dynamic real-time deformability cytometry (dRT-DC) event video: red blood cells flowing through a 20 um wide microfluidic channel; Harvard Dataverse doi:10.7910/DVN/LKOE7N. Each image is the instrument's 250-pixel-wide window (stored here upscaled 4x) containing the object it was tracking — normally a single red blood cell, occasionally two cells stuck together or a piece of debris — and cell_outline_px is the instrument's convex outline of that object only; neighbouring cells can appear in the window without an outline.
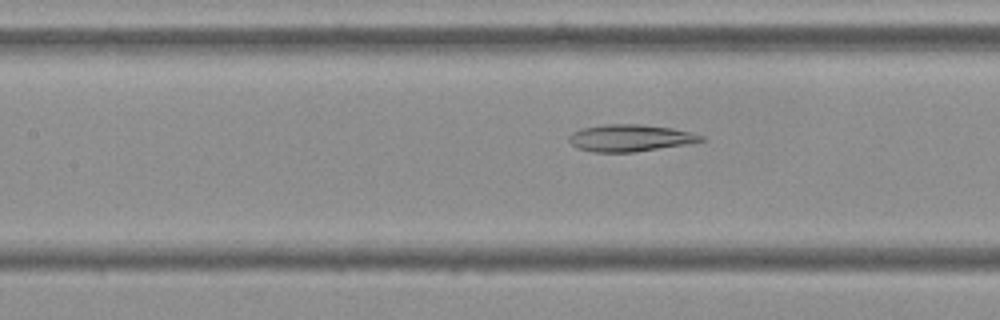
{"species": "Egyptian fruit bat (a non-hibernating species)", "species_latin": "Rousettus aegyptiacus", "temperature_condition": "cold", "stored_images_in_passage": 55, "camera_frame_rate_fps": 3000, "um_per_image_px": 0.085, "frame": {"image": 1, "passage_image": 24, "time_ms": 7.667, "image_size_px": [1000, 320], "cell_outline_px": [[704, 140], [688, 144], [636, 152], [592, 152], [576, 148], [568, 140], [568, 136], [572, 132], [580, 128], [604, 124], [640, 124], [672, 128], [704, 136]], "centroid_in_image_um": [53.51, 11.73], "position_along_channel_um": 153.9, "area_um2": 20.87}}
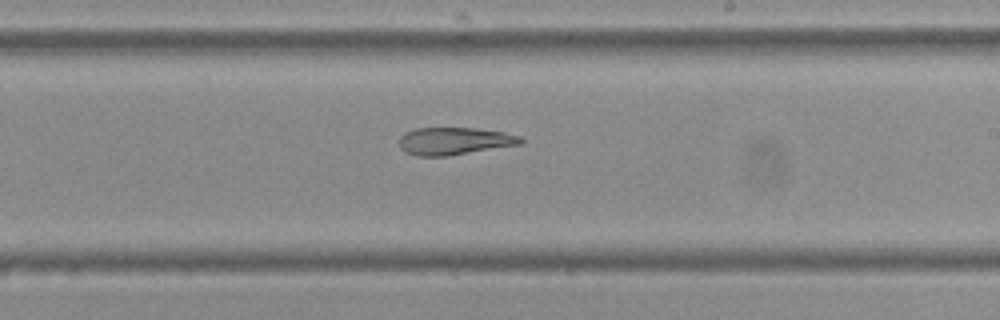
{"frame": {"image": 2, "passage_image": 32, "time_ms": 10.333, "image_size_px": [1000, 320], "cell_outline_px": [[524, 140], [520, 144], [448, 156], [416, 156], [404, 152], [400, 148], [400, 136], [404, 132], [416, 128], [476, 128], [504, 132], [520, 136]], "centroid_in_image_um": [38.59, 11.99], "position_along_channel_um": 250.4, "area_um2": 19.48}}
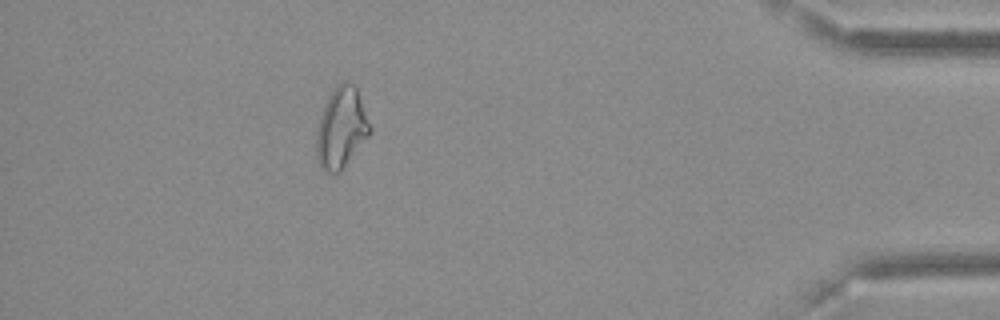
{"frame": {"image": 3, "passage_image": 49, "time_ms": 16.0, "image_size_px": [1000, 320], "cell_outline_px": [[372, 128], [368, 136], [340, 172], [324, 172], [320, 168], [316, 156], [316, 128], [324, 104], [332, 88], [336, 84], [344, 80], [356, 84]], "centroid_in_image_um": [28.99, 10.82], "position_along_channel_um": 406.2, "area_um2": 25.61}}